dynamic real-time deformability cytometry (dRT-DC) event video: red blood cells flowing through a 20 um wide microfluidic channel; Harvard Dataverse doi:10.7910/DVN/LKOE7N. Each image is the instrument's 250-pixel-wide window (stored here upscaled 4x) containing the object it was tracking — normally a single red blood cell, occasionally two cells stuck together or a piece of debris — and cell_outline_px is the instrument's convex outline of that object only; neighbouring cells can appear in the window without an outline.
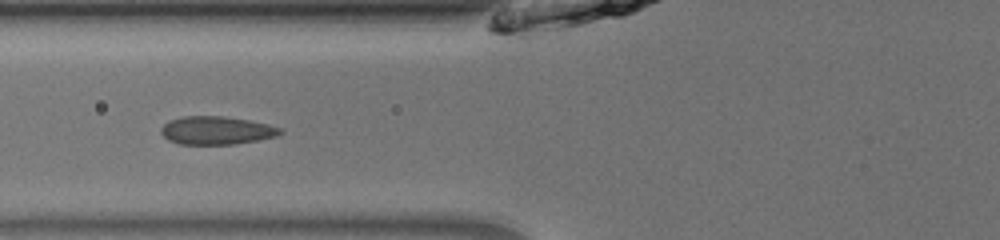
{"species": "common noctule bat (a hibernating species)", "species_latin": "Nyctalus noctula", "temperature_condition": "room temperature", "stored_images_in_passage": 20, "camera_frame_rate_fps": 3000, "um_per_image_px": 0.085, "animal": {"sex": "male", "body_mass_g": 13.0, "forearm_length_mm": 53.1}, "frame": {"image": 1, "passage_image": 6, "time_ms": 1.667, "image_size_px": [1000, 240], "cell_outline_px": [[284, 132], [276, 136], [256, 140], [232, 144], [180, 144], [168, 140], [160, 132], [160, 128], [168, 120], [184, 116], [224, 116], [248, 120], [268, 124], [280, 128]], "centroid_in_image_um": [18.36, 11.08], "position_along_channel_um": 107.4, "area_um2": 19.48}}
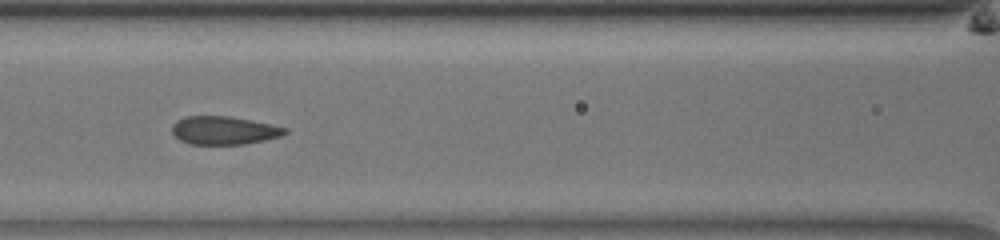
{"frame": {"image": 2, "passage_image": 9, "time_ms": 2.667, "image_size_px": [1000, 240], "cell_outline_px": [[288, 132], [280, 136], [264, 140], [244, 144], [188, 144], [180, 140], [172, 132], [172, 124], [176, 120], [184, 116], [228, 116], [252, 120], [272, 124], [288, 128]], "centroid_in_image_um": [19.03, 11.07], "position_along_channel_um": 147.6, "area_um2": 18.67}}